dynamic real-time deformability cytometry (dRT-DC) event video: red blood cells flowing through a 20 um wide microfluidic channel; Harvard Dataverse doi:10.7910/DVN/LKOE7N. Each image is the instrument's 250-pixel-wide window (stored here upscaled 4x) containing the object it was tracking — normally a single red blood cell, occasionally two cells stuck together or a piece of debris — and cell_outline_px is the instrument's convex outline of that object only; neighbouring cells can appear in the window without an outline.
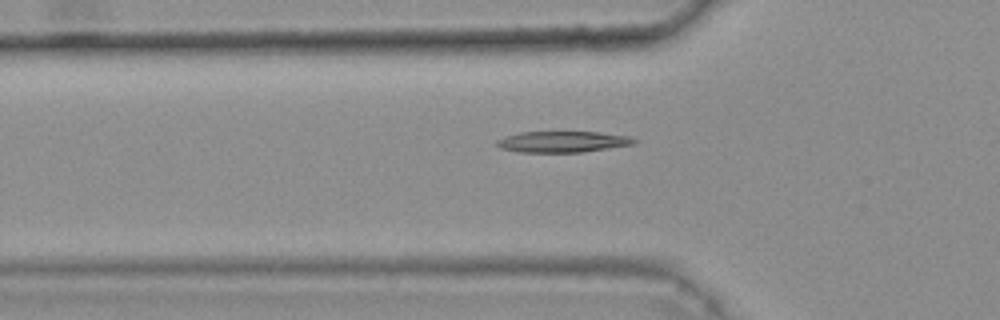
{"species": "common noctule bat (a hibernating species)", "species_latin": "Nyctalus noctula", "temperature_condition": "warm", "stored_images_in_passage": 36, "camera_frame_rate_fps": 3000, "um_per_image_px": 0.085, "animal": {"sex": "female", "body_mass_g": 25.1}, "frame": {"image": 1, "passage_image": 6, "time_ms": 1.667, "image_size_px": [1000, 320], "cell_outline_px": [[640, 140], [636, 144], [580, 152], [516, 152], [500, 148], [496, 144], [496, 140], [504, 136], [520, 132], [600, 132], [628, 136]], "centroid_in_image_um": [47.82, 12.04], "position_along_channel_um": 78.0, "area_um2": 16.99}}
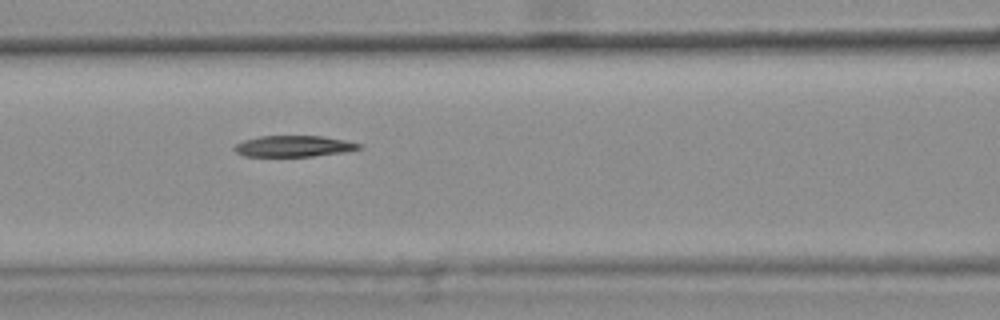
{"frame": {"image": 2, "passage_image": 11, "time_ms": 3.333, "image_size_px": [1000, 320], "cell_outline_px": [[364, 148], [348, 152], [312, 156], [244, 156], [236, 152], [232, 148], [236, 144], [244, 140], [260, 136], [324, 136], [364, 144]], "centroid_in_image_um": [25.04, 12.43], "position_along_channel_um": 141.6, "area_um2": 15.55}, "authors_computed_cell_mechanics": {"area_um2": 16.3863, "velocity_mm_per_s": 3.8073, "shape_relaxation_time_tau1_ms": 4.0985, "shape_relaxation_time_tau2_ms": null, "deformation_change_tau1": 0.2354, "deformation_change_tau2": null}}